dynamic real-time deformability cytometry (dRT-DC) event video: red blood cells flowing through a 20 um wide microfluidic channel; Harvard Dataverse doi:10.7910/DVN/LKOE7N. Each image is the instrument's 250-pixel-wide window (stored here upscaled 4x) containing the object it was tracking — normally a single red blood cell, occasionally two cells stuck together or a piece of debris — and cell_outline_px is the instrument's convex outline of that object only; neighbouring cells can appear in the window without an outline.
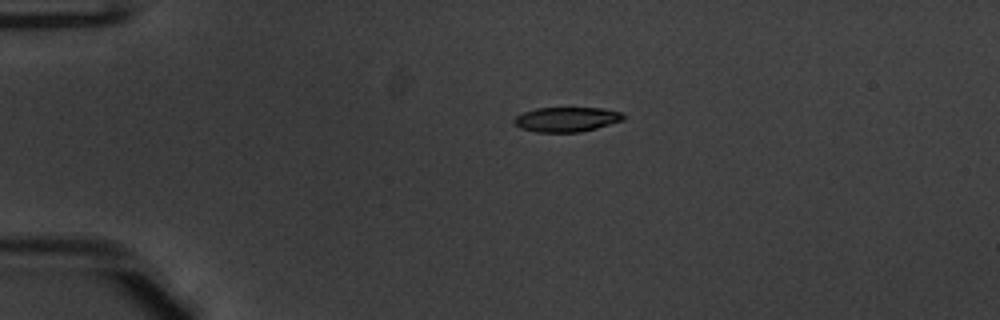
{"species": "common noctule bat (a hibernating species)", "species_latin": "Nyctalus noctula", "temperature_condition": "warm", "stored_images_in_passage": 5, "camera_frame_rate_fps": 3000, "um_per_image_px": 0.085, "animal": {"sex": "male", "body_mass_g": 20.1, "forearm_length_mm": 53.5}, "frame": {"image": 1, "passage_image": 1, "time_ms": 0.0, "image_size_px": [1000, 320], "cell_outline_px": [[624, 120], [596, 128], [580, 132], [536, 132], [520, 128], [512, 120], [516, 116], [524, 112], [536, 108], [600, 108], [620, 112], [624, 116]], "centroid_in_image_um": [48.14, 10.15], "position_along_channel_um": 36.9, "area_um2": 15.61}}